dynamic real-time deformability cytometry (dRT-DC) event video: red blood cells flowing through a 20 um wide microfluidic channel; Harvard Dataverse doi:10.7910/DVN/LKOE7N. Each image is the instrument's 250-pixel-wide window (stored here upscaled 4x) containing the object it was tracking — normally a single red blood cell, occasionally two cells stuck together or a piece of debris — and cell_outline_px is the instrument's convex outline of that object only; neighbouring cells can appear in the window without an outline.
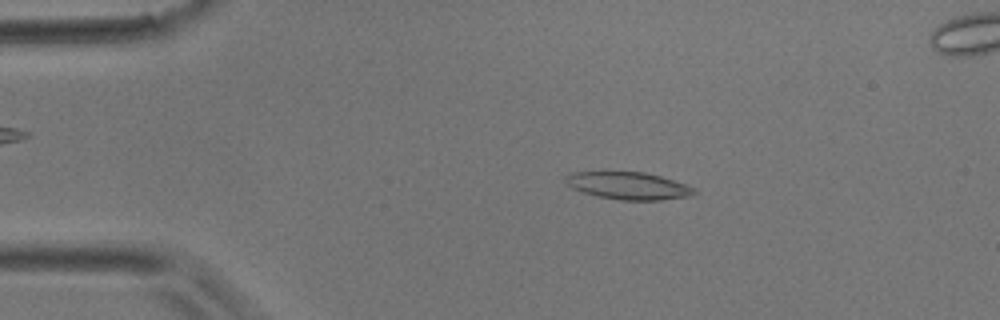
{"species": "common noctule bat (a hibernating species)", "species_latin": "Nyctalus noctula", "temperature_condition": "room temperature", "stored_images_in_passage": 4, "camera_frame_rate_fps": 3000, "um_per_image_px": 0.085, "animal": {"sex": "male", "body_mass_g": 17.9}, "frame": {"image": 1, "passage_image": 2, "time_ms": 0.333, "image_size_px": [1000, 320], "cell_outline_px": [[696, 192], [692, 196], [660, 200], [620, 200], [600, 196], [584, 192], [572, 188], [564, 180], [564, 176], [572, 172], [644, 172], [660, 176], [696, 188]], "centroid_in_image_um": [53.42, 15.79], "position_along_channel_um": 31.6, "area_um2": 20.35}}